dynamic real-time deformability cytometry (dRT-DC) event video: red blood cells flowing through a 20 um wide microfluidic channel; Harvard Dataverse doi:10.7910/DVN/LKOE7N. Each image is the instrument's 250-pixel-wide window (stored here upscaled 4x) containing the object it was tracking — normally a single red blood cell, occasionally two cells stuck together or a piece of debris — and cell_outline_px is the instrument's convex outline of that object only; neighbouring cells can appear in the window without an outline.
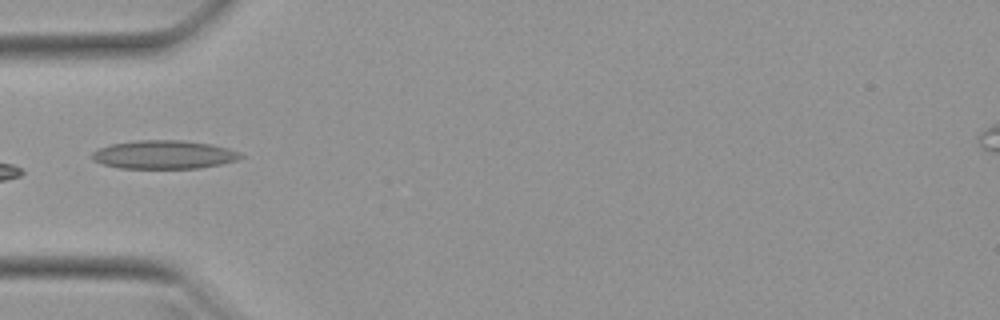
{"species": "Egyptian fruit bat (a non-hibernating species)", "species_latin": "Rousettus aegyptiacus", "temperature_condition": "warm", "stored_images_in_passage": 15, "camera_frame_rate_fps": 3000, "um_per_image_px": 0.085, "animal": {"sex": "female"}, "frame": {"image": 1, "passage_image": 1, "time_ms": 0.0, "image_size_px": [1000, 320], "cell_outline_px": [[244, 156], [236, 160], [220, 164], [200, 168], [120, 168], [104, 164], [92, 160], [92, 152], [100, 148], [112, 144], [136, 140], [180, 140], [212, 144], [228, 148], [240, 152]], "centroid_in_image_um": [13.95, 13.14], "position_along_channel_um": 71.1, "area_um2": 24.57}}